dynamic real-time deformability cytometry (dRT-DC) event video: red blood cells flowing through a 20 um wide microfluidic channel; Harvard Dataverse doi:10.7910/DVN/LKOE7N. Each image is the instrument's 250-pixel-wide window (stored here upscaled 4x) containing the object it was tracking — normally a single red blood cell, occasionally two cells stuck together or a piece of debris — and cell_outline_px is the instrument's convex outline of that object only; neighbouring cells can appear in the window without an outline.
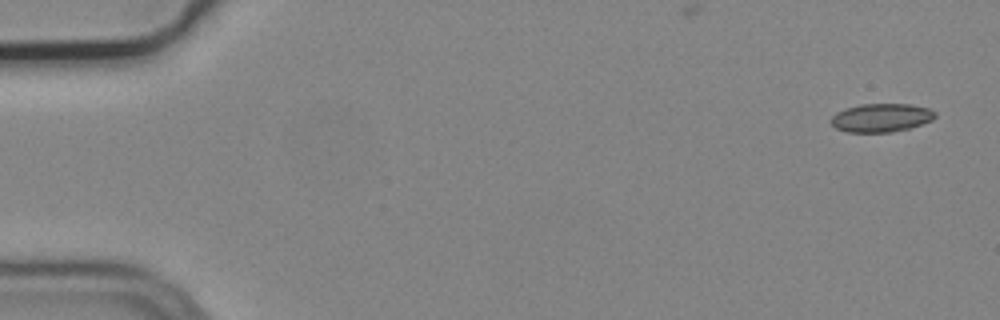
{"species": "common noctule bat (a hibernating species)", "species_latin": "Nyctalus noctula", "temperature_condition": "cold", "stored_images_in_passage": 5, "camera_frame_rate_fps": 3000, "um_per_image_px": 0.085, "animal": {"sex": "male", "body_mass_g": 19.2, "forearm_length_mm": 51.8}, "frame": {"image": 1, "passage_image": 1, "time_ms": 0.0, "image_size_px": [1000, 320], "cell_outline_px": [[936, 116], [932, 120], [908, 128], [892, 132], [848, 132], [836, 128], [828, 120], [836, 112], [844, 108], [860, 104], [912, 104], [928, 108], [936, 112]], "centroid_in_image_um": [74.87, 10.0], "position_along_channel_um": 10.1, "area_um2": 17.34}}
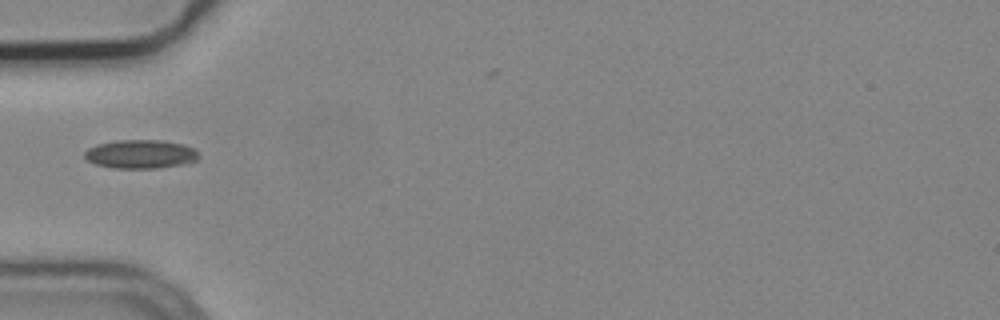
{"frame": {"image": 2, "passage_image": 5, "time_ms": 1.333, "image_size_px": [1000, 320], "cell_outline_px": [[200, 156], [196, 160], [184, 164], [156, 168], [112, 168], [96, 164], [88, 160], [84, 156], [84, 152], [88, 148], [96, 144], [116, 140], [160, 140], [184, 144], [196, 148]], "centroid_in_image_um": [11.97, 13.09], "position_along_channel_um": 73.0, "area_um2": 19.25}}